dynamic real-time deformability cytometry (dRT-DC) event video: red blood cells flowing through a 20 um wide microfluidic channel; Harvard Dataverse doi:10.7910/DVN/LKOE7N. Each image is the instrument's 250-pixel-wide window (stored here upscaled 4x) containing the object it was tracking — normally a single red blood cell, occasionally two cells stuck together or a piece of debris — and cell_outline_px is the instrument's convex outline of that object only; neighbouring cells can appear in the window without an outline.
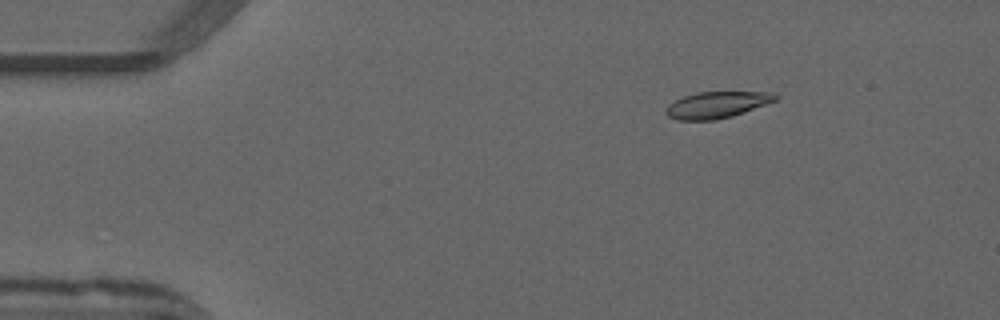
{"species": "common noctule bat (a hibernating species)", "species_latin": "Nyctalus noctula", "temperature_condition": "warm", "stored_images_in_passage": 31, "camera_frame_rate_fps": 3000, "um_per_image_px": 0.085, "animal": {"sex": "male", "forearm_length_mm": 52.5}, "frame": {"image": 1, "passage_image": 4, "time_ms": 1.0, "image_size_px": [1000, 320], "cell_outline_px": [[780, 96], [776, 100], [732, 116], [716, 120], [676, 120], [668, 116], [664, 112], [664, 108], [668, 104], [684, 96], [696, 92], [776, 92]], "centroid_in_image_um": [60.9, 8.91], "position_along_channel_um": 24.1, "area_um2": 16.94}}
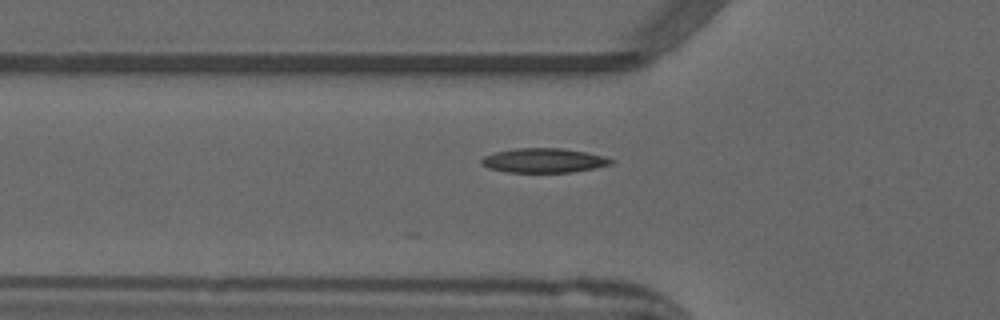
{"frame": {"image": 2, "passage_image": 14, "time_ms": 4.333, "image_size_px": [1000, 320], "cell_outline_px": [[616, 160], [612, 164], [596, 168], [572, 172], [508, 172], [488, 168], [480, 164], [480, 160], [484, 156], [496, 152], [516, 148], [560, 148], [584, 152], [604, 156]], "centroid_in_image_um": [46.23, 13.64], "position_along_channel_um": 79.6, "area_um2": 18.44}}
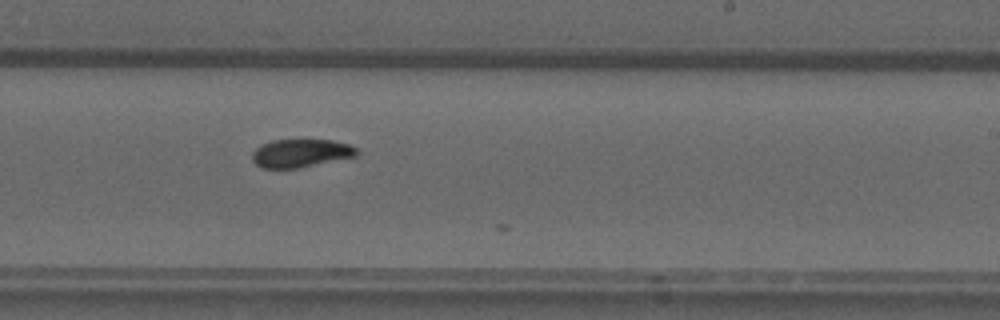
{"frame": {"image": 3, "passage_image": 28, "time_ms": 9.0, "image_size_px": [1000, 320], "cell_outline_px": [[360, 152], [356, 156], [296, 168], [264, 168], [256, 164], [252, 160], [252, 152], [260, 144], [272, 140], [296, 136], [300, 136], [332, 140], [348, 144], [356, 148]], "centroid_in_image_um": [25.54, 12.95], "position_along_channel_um": 263.5, "area_um2": 17.98}}